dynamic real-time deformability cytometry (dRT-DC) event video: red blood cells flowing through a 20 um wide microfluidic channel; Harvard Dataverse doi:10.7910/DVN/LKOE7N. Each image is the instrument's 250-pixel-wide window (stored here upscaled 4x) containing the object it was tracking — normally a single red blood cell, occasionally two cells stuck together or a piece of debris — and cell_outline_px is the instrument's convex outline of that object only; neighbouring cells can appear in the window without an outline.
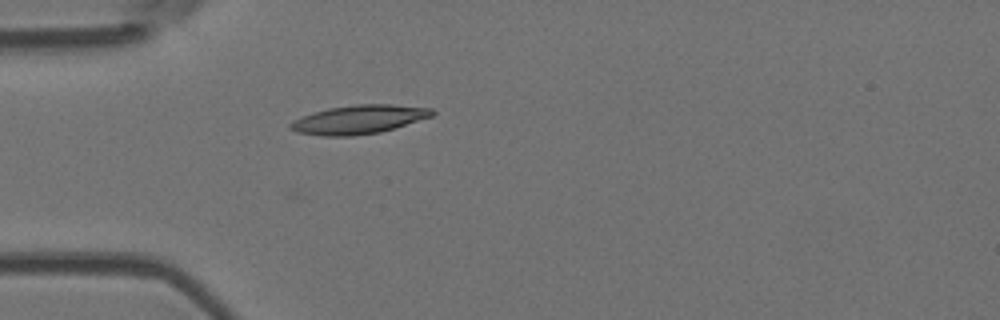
{"species": "Egyptian fruit bat (a non-hibernating species)", "species_latin": "Rousettus aegyptiacus", "temperature_condition": "room temperature", "stored_images_in_passage": 6, "camera_frame_rate_fps": 3000, "um_per_image_px": 0.085, "animal": {"sex": "female"}, "frame": {"image": 1, "passage_image": 6, "time_ms": 5.667, "image_size_px": [1000, 320], "cell_outline_px": [[436, 112], [432, 116], [380, 132], [352, 136], [320, 136], [296, 132], [288, 128], [288, 124], [292, 120], [312, 112], [328, 108], [356, 104], [392, 104], [432, 108]], "centroid_in_image_um": [30.44, 10.15], "position_along_channel_um": 54.6, "area_um2": 23.87}}